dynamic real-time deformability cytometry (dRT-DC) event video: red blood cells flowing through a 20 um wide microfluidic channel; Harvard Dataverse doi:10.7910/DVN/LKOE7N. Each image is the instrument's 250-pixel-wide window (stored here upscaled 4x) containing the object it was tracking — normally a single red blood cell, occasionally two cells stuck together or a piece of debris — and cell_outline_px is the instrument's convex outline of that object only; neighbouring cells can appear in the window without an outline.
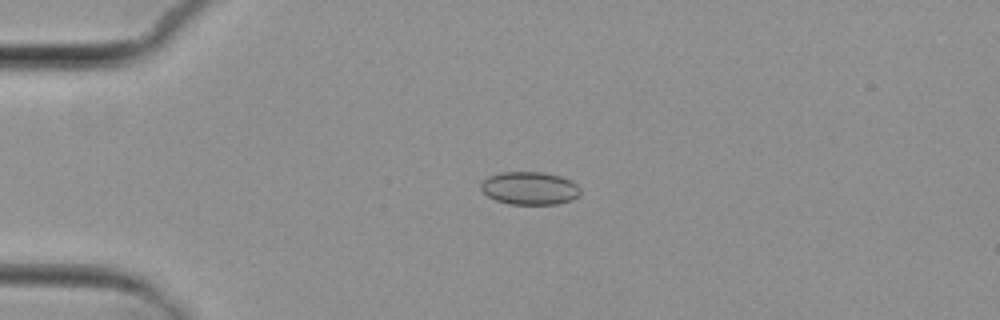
{"species": "common noctule bat (a hibernating species)", "species_latin": "Nyctalus noctula", "temperature_condition": "cold", "stored_images_in_passage": 4, "camera_frame_rate_fps": 3000, "um_per_image_px": 0.085, "animal": {"sex": "female", "body_mass_g": 29.2, "forearm_length_mm": 56.3}, "frame": {"image": 1, "passage_image": 3, "time_ms": 2.667, "image_size_px": [1000, 320], "cell_outline_px": [[580, 196], [572, 200], [556, 204], [508, 204], [496, 200], [488, 196], [480, 188], [480, 184], [488, 176], [500, 172], [544, 172], [560, 176], [576, 184], [580, 188]], "centroid_in_image_um": [45.02, 16.0], "position_along_channel_um": 40.0, "area_um2": 19.13}}